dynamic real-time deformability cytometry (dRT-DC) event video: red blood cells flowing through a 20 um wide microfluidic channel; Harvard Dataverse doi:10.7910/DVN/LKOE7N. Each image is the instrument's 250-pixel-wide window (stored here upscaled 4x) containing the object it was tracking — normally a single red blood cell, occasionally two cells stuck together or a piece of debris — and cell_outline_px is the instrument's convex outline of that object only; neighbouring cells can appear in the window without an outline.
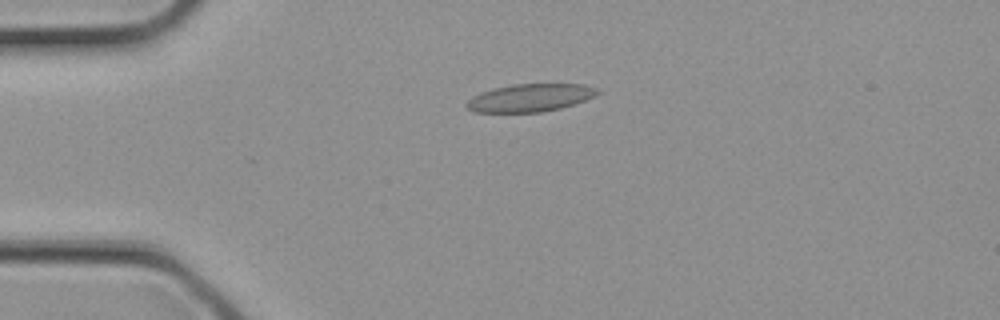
{"species": "common noctule bat (a hibernating species)", "species_latin": "Nyctalus noctula", "temperature_condition": "cold", "stored_images_in_passage": 1, "camera_frame_rate_fps": 3000, "um_per_image_px": 0.085, "animal": {"sex": "female", "body_mass_g": 21.9}, "frame": {"image": 1, "passage_image": 1, "time_ms": 0.0, "image_size_px": [1000, 320], "cell_outline_px": [[600, 92], [596, 96], [560, 108], [540, 112], [472, 112], [464, 104], [472, 96], [480, 92], [512, 84], [584, 84], [596, 88]], "centroid_in_image_um": [45.03, 8.31], "position_along_channel_um": 40.0, "area_um2": 21.1}}